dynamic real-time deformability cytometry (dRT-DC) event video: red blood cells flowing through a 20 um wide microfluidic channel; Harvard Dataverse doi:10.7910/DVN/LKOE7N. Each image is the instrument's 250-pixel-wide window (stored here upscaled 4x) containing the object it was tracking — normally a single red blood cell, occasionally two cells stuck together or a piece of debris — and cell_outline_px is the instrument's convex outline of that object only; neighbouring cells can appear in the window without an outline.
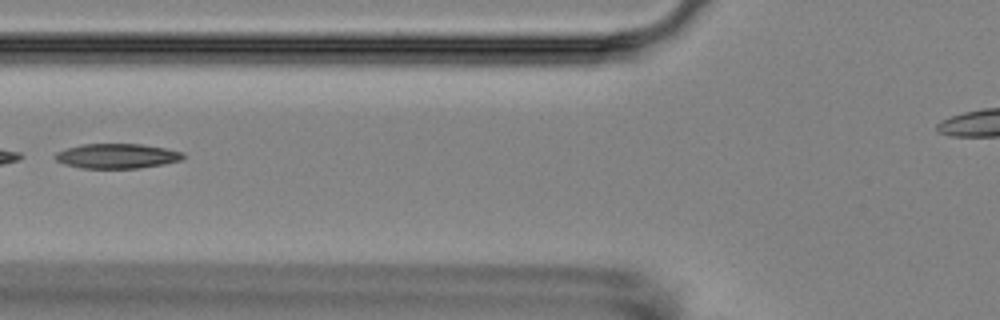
{"species": "Egyptian fruit bat (a non-hibernating species)", "species_latin": "Rousettus aegyptiacus", "temperature_condition": "room temperature", "stored_images_in_passage": 8, "camera_frame_rate_fps": 3000, "um_per_image_px": 0.085, "animal": {"sex": "female"}, "frame": {"image": 1, "passage_image": 6, "time_ms": 6.667, "image_size_px": [1000, 320], "cell_outline_px": [[184, 156], [180, 160], [164, 164], [136, 168], [80, 168], [64, 164], [56, 160], [56, 152], [80, 144], [140, 144], [164, 148], [184, 152]], "centroid_in_image_um": [9.93, 13.26], "position_along_channel_um": 115.9, "area_um2": 18.32}}
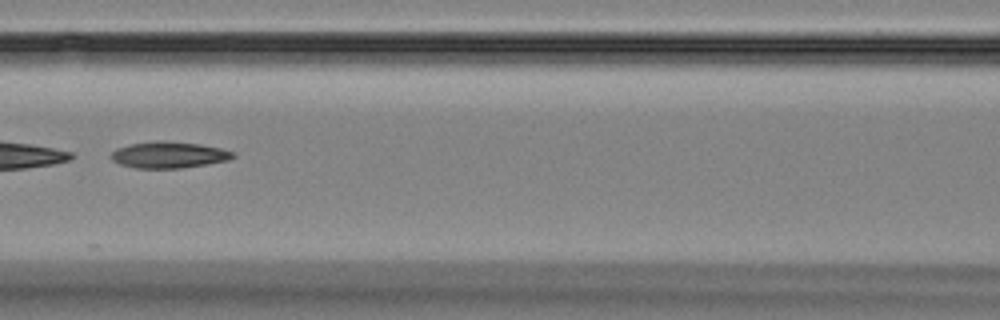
{"frame": {"image": 2, "passage_image": 7, "time_ms": 7.667, "image_size_px": [1000, 320], "cell_outline_px": [[236, 156], [228, 160], [208, 164], [180, 168], [136, 168], [120, 164], [112, 160], [108, 156], [116, 148], [128, 144], [160, 140], [200, 144], [220, 148], [232, 152]], "centroid_in_image_um": [14.31, 13.16], "position_along_channel_um": 152.3, "area_um2": 18.79}}
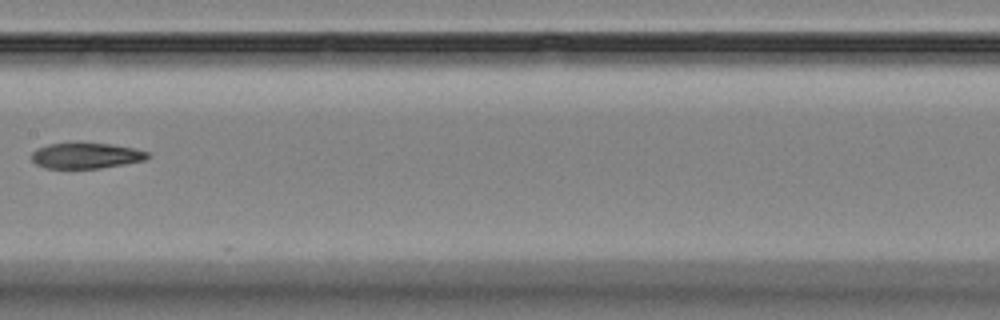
{"frame": {"image": 3, "passage_image": 8, "time_ms": 9.0, "image_size_px": [1000, 320], "cell_outline_px": [[152, 156], [144, 160], [124, 164], [100, 168], [44, 168], [36, 164], [32, 160], [32, 152], [36, 148], [48, 144], [112, 144], [132, 148], [148, 152]], "centroid_in_image_um": [7.31, 13.24], "position_along_channel_um": 200.1, "area_um2": 17.11}}